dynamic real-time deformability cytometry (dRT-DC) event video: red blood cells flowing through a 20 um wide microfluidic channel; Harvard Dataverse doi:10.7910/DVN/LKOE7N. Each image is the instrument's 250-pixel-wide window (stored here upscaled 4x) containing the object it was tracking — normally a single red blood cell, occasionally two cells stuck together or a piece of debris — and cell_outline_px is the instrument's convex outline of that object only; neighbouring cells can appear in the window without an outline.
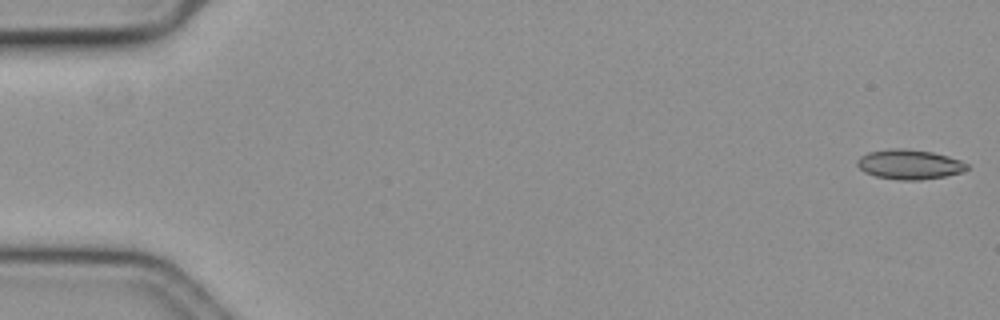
{"species": "common noctule bat (a hibernating species)", "species_latin": "Nyctalus noctula", "temperature_condition": "cold", "stored_images_in_passage": 55, "camera_frame_rate_fps": 3000, "um_per_image_px": 0.085, "animal": {"sex": "female", "body_mass_g": 19.3, "forearm_length_mm": 54.1}, "frame": {"image": 1, "passage_image": 1, "time_ms": 0.0, "image_size_px": [1000, 320], "cell_outline_px": [[968, 168], [964, 172], [944, 176], [920, 180], [900, 180], [876, 176], [864, 172], [856, 164], [856, 160], [860, 156], [868, 152], [888, 148], [908, 148], [932, 152], [948, 156], [960, 160], [968, 164]], "centroid_in_image_um": [77.29, 13.96], "position_along_channel_um": 7.7, "area_um2": 19.19}}
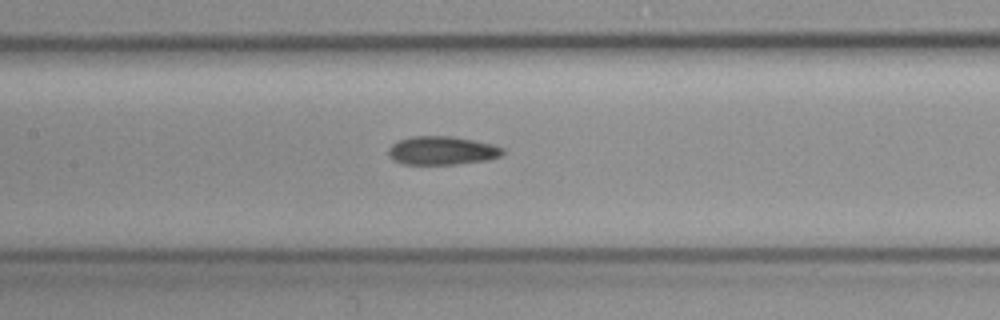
{"frame": {"image": 2, "passage_image": 28, "time_ms": 9.0, "image_size_px": [1000, 320], "cell_outline_px": [[504, 152], [500, 156], [488, 160], [456, 164], [400, 164], [392, 160], [388, 156], [388, 148], [392, 144], [400, 140], [412, 136], [452, 136], [492, 144], [504, 148]], "centroid_in_image_um": [37.54, 12.8], "position_along_channel_um": 169.9, "area_um2": 19.07}}
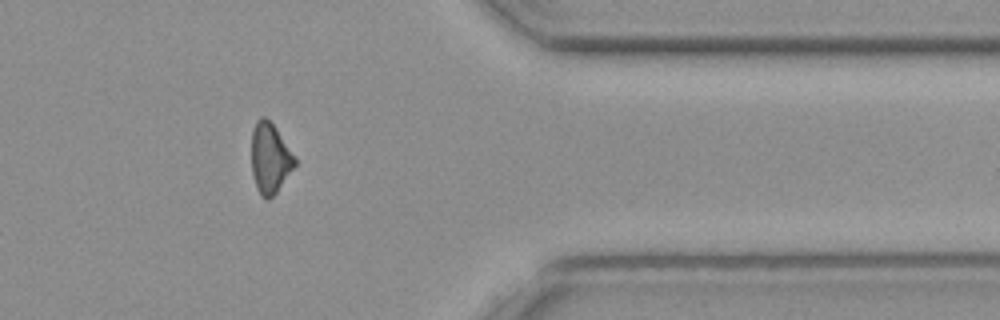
{"frame": {"image": 3, "passage_image": 48, "time_ms": 15.667, "image_size_px": [1000, 320], "cell_outline_px": [[296, 164], [276, 192], [268, 200], [264, 200], [260, 196], [256, 188], [252, 172], [252, 132], [256, 120], [260, 116], [264, 116], [276, 128], [296, 160]], "centroid_in_image_um": [22.92, 13.47], "position_along_channel_um": 388.5, "area_um2": 17.51}, "authors_computed_cell_mechanics": {"area_um2": 18.7272, "velocity_mm_per_s": 3.5672, "shape_relaxation_time_tau1_ms": null, "shape_relaxation_time_tau2_ms": 2.6373, "deformation_change_tau1": null, "deformation_change_tau2": 0.0962}}